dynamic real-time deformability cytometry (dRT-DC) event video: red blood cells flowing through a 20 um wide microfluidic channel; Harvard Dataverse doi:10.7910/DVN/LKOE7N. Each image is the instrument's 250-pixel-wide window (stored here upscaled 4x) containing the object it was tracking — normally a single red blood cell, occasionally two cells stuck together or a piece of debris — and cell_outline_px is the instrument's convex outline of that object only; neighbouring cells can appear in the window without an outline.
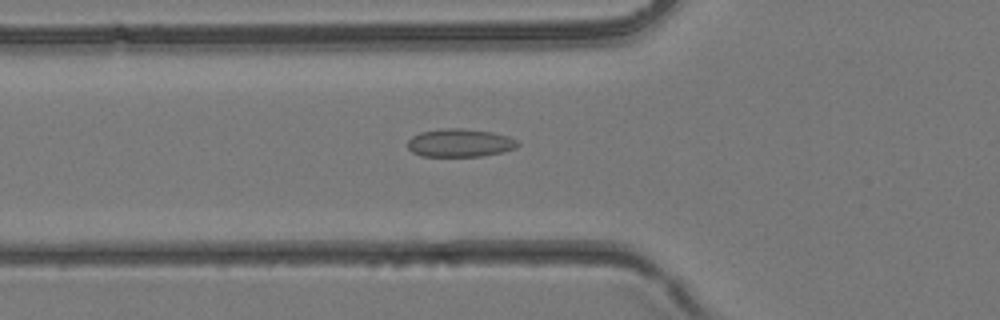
{"species": "common noctule bat (a hibernating species)", "species_latin": "Nyctalus noctula", "temperature_condition": "room temperature", "stored_images_in_passage": 31, "camera_frame_rate_fps": 3000, "um_per_image_px": 0.085, "animal": {"sex": "female", "body_mass_g": 24.6, "forearm_length_mm": 56.2}, "frame": {"image": 1, "passage_image": 6, "time_ms": 1.667, "image_size_px": [1000, 320], "cell_outline_px": [[520, 144], [516, 148], [500, 152], [480, 156], [420, 156], [412, 152], [408, 148], [408, 140], [412, 136], [420, 132], [440, 128], [460, 128], [492, 132], [508, 136], [516, 140]], "centroid_in_image_um": [39.06, 12.14], "position_along_channel_um": 86.7, "area_um2": 18.03}}
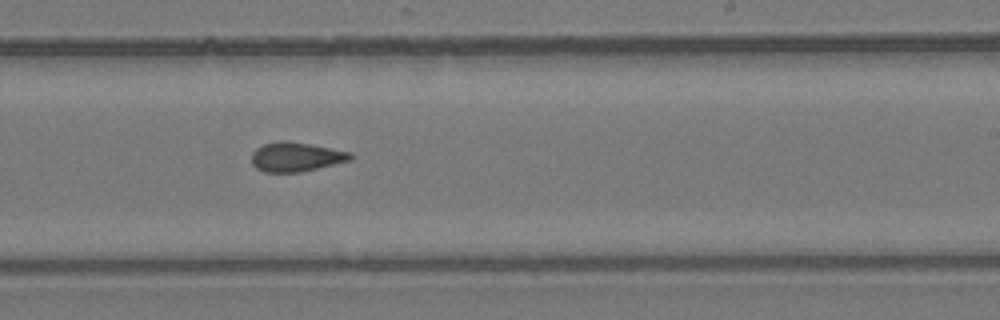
{"frame": {"image": 2, "passage_image": 16, "time_ms": 5.0, "image_size_px": [1000, 320], "cell_outline_px": [[352, 160], [300, 172], [264, 172], [256, 168], [252, 164], [252, 152], [256, 148], [264, 144], [280, 140], [288, 140], [352, 152]], "centroid_in_image_um": [25.15, 13.33], "position_along_channel_um": 263.9, "area_um2": 16.94}}
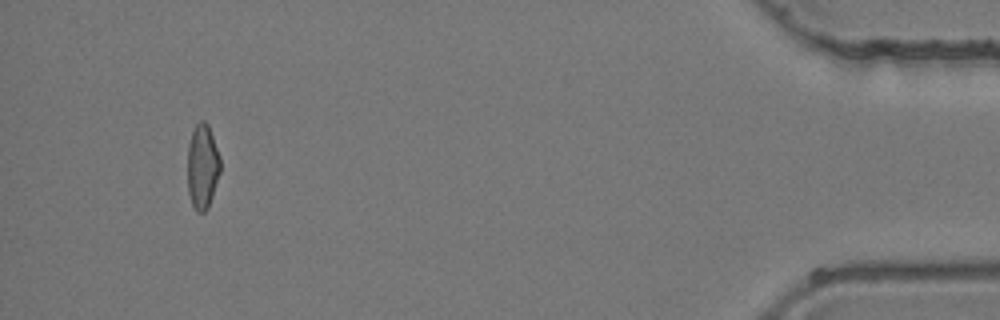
{"frame": {"image": 3, "passage_image": 29, "time_ms": 9.333, "image_size_px": [1000, 320], "cell_outline_px": [[220, 172], [208, 208], [204, 212], [196, 212], [192, 204], [188, 192], [188, 144], [192, 132], [196, 124], [200, 120], [204, 120], [208, 124], [220, 156]], "centroid_in_image_um": [17.21, 14.15], "position_along_channel_um": 418.0, "area_um2": 16.18}}